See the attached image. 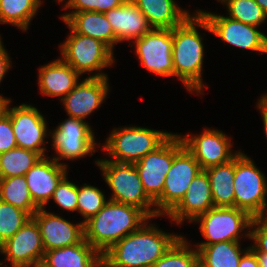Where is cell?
I'll return each mask as SVG.
<instances>
[{"instance_id":"1","label":"cell","mask_w":267,"mask_h":267,"mask_svg":"<svg viewBox=\"0 0 267 267\" xmlns=\"http://www.w3.org/2000/svg\"><path fill=\"white\" fill-rule=\"evenodd\" d=\"M180 237L144 223L102 255L103 267H152Z\"/></svg>"},{"instance_id":"2","label":"cell","mask_w":267,"mask_h":267,"mask_svg":"<svg viewBox=\"0 0 267 267\" xmlns=\"http://www.w3.org/2000/svg\"><path fill=\"white\" fill-rule=\"evenodd\" d=\"M148 219L151 218L138 207L108 200L95 216L84 223V239L103 255Z\"/></svg>"},{"instance_id":"3","label":"cell","mask_w":267,"mask_h":267,"mask_svg":"<svg viewBox=\"0 0 267 267\" xmlns=\"http://www.w3.org/2000/svg\"><path fill=\"white\" fill-rule=\"evenodd\" d=\"M197 14L189 16L172 29V57L174 75L185 84L188 91L202 93L203 44L196 29Z\"/></svg>"},{"instance_id":"4","label":"cell","mask_w":267,"mask_h":267,"mask_svg":"<svg viewBox=\"0 0 267 267\" xmlns=\"http://www.w3.org/2000/svg\"><path fill=\"white\" fill-rule=\"evenodd\" d=\"M96 162L104 173L105 182L113 191L110 200L138 207L150 218L159 216L157 209H150L151 206H155V202L146 194L134 163H120L107 159Z\"/></svg>"},{"instance_id":"5","label":"cell","mask_w":267,"mask_h":267,"mask_svg":"<svg viewBox=\"0 0 267 267\" xmlns=\"http://www.w3.org/2000/svg\"><path fill=\"white\" fill-rule=\"evenodd\" d=\"M202 171L193 154L174 134V158L164 183L162 195L155 201L157 213L167 215L184 197L192 180Z\"/></svg>"},{"instance_id":"6","label":"cell","mask_w":267,"mask_h":267,"mask_svg":"<svg viewBox=\"0 0 267 267\" xmlns=\"http://www.w3.org/2000/svg\"><path fill=\"white\" fill-rule=\"evenodd\" d=\"M172 134L143 127L114 130L106 140L104 150L115 162L136 163L147 153L155 151Z\"/></svg>"},{"instance_id":"7","label":"cell","mask_w":267,"mask_h":267,"mask_svg":"<svg viewBox=\"0 0 267 267\" xmlns=\"http://www.w3.org/2000/svg\"><path fill=\"white\" fill-rule=\"evenodd\" d=\"M234 190L236 208L246 211L253 218L265 216L266 178L241 152L235 156Z\"/></svg>"},{"instance_id":"8","label":"cell","mask_w":267,"mask_h":267,"mask_svg":"<svg viewBox=\"0 0 267 267\" xmlns=\"http://www.w3.org/2000/svg\"><path fill=\"white\" fill-rule=\"evenodd\" d=\"M197 25L233 46L267 53V36L253 25L203 11L197 13Z\"/></svg>"},{"instance_id":"9","label":"cell","mask_w":267,"mask_h":267,"mask_svg":"<svg viewBox=\"0 0 267 267\" xmlns=\"http://www.w3.org/2000/svg\"><path fill=\"white\" fill-rule=\"evenodd\" d=\"M200 230L208 240L198 245H212L224 241L238 242L242 229L251 227L253 217L236 207H214L197 217Z\"/></svg>"},{"instance_id":"10","label":"cell","mask_w":267,"mask_h":267,"mask_svg":"<svg viewBox=\"0 0 267 267\" xmlns=\"http://www.w3.org/2000/svg\"><path fill=\"white\" fill-rule=\"evenodd\" d=\"M61 45L62 59L80 75L98 71L113 63L112 50L100 40L75 33Z\"/></svg>"},{"instance_id":"11","label":"cell","mask_w":267,"mask_h":267,"mask_svg":"<svg viewBox=\"0 0 267 267\" xmlns=\"http://www.w3.org/2000/svg\"><path fill=\"white\" fill-rule=\"evenodd\" d=\"M135 43L136 53L144 68L164 77L174 75L172 29L153 28L136 39Z\"/></svg>"},{"instance_id":"12","label":"cell","mask_w":267,"mask_h":267,"mask_svg":"<svg viewBox=\"0 0 267 267\" xmlns=\"http://www.w3.org/2000/svg\"><path fill=\"white\" fill-rule=\"evenodd\" d=\"M10 100H4L3 109L9 114L17 147L35 151L42 157L45 147H41L46 136L45 118L30 105L21 104L9 109Z\"/></svg>"},{"instance_id":"13","label":"cell","mask_w":267,"mask_h":267,"mask_svg":"<svg viewBox=\"0 0 267 267\" xmlns=\"http://www.w3.org/2000/svg\"><path fill=\"white\" fill-rule=\"evenodd\" d=\"M0 252L12 267H31L41 263L44 247L41 232L36 221L31 218L10 239L0 246Z\"/></svg>"},{"instance_id":"14","label":"cell","mask_w":267,"mask_h":267,"mask_svg":"<svg viewBox=\"0 0 267 267\" xmlns=\"http://www.w3.org/2000/svg\"><path fill=\"white\" fill-rule=\"evenodd\" d=\"M174 158V134L155 151L135 164L146 194L155 202L163 193L166 175Z\"/></svg>"},{"instance_id":"15","label":"cell","mask_w":267,"mask_h":267,"mask_svg":"<svg viewBox=\"0 0 267 267\" xmlns=\"http://www.w3.org/2000/svg\"><path fill=\"white\" fill-rule=\"evenodd\" d=\"M52 133L53 144L60 158L76 159L95 152L94 134L88 123L69 117Z\"/></svg>"},{"instance_id":"16","label":"cell","mask_w":267,"mask_h":267,"mask_svg":"<svg viewBox=\"0 0 267 267\" xmlns=\"http://www.w3.org/2000/svg\"><path fill=\"white\" fill-rule=\"evenodd\" d=\"M107 75L98 73L77 84L61 98L69 117L84 120L97 109L108 93Z\"/></svg>"},{"instance_id":"17","label":"cell","mask_w":267,"mask_h":267,"mask_svg":"<svg viewBox=\"0 0 267 267\" xmlns=\"http://www.w3.org/2000/svg\"><path fill=\"white\" fill-rule=\"evenodd\" d=\"M181 140L202 170L229 162L237 154H232L231 143L226 135L218 130L205 129L199 136H184Z\"/></svg>"},{"instance_id":"18","label":"cell","mask_w":267,"mask_h":267,"mask_svg":"<svg viewBox=\"0 0 267 267\" xmlns=\"http://www.w3.org/2000/svg\"><path fill=\"white\" fill-rule=\"evenodd\" d=\"M32 218L39 226L45 251L79 244L84 239L83 222L75 226L44 208H39Z\"/></svg>"},{"instance_id":"19","label":"cell","mask_w":267,"mask_h":267,"mask_svg":"<svg viewBox=\"0 0 267 267\" xmlns=\"http://www.w3.org/2000/svg\"><path fill=\"white\" fill-rule=\"evenodd\" d=\"M58 160L59 157H54L49 161L43 156L25 174L31 197L38 208H44L53 197L60 181L66 176L67 167Z\"/></svg>"},{"instance_id":"20","label":"cell","mask_w":267,"mask_h":267,"mask_svg":"<svg viewBox=\"0 0 267 267\" xmlns=\"http://www.w3.org/2000/svg\"><path fill=\"white\" fill-rule=\"evenodd\" d=\"M210 180L205 170L192 180L181 201L167 214L181 224L184 219L194 221L197 217L214 208Z\"/></svg>"},{"instance_id":"21","label":"cell","mask_w":267,"mask_h":267,"mask_svg":"<svg viewBox=\"0 0 267 267\" xmlns=\"http://www.w3.org/2000/svg\"><path fill=\"white\" fill-rule=\"evenodd\" d=\"M112 26L118 42L143 37L152 29L145 15L131 1H125L120 7L104 13Z\"/></svg>"},{"instance_id":"22","label":"cell","mask_w":267,"mask_h":267,"mask_svg":"<svg viewBox=\"0 0 267 267\" xmlns=\"http://www.w3.org/2000/svg\"><path fill=\"white\" fill-rule=\"evenodd\" d=\"M46 267H103L102 255L85 239L79 244L44 252Z\"/></svg>"},{"instance_id":"23","label":"cell","mask_w":267,"mask_h":267,"mask_svg":"<svg viewBox=\"0 0 267 267\" xmlns=\"http://www.w3.org/2000/svg\"><path fill=\"white\" fill-rule=\"evenodd\" d=\"M62 19L75 33L100 40L111 50H113V45L118 43V39L113 32L112 26L104 13H68L63 15Z\"/></svg>"},{"instance_id":"24","label":"cell","mask_w":267,"mask_h":267,"mask_svg":"<svg viewBox=\"0 0 267 267\" xmlns=\"http://www.w3.org/2000/svg\"><path fill=\"white\" fill-rule=\"evenodd\" d=\"M39 88L47 96L64 98L78 83L80 76L63 59H58L40 68Z\"/></svg>"},{"instance_id":"25","label":"cell","mask_w":267,"mask_h":267,"mask_svg":"<svg viewBox=\"0 0 267 267\" xmlns=\"http://www.w3.org/2000/svg\"><path fill=\"white\" fill-rule=\"evenodd\" d=\"M145 15L150 26L157 29H173L190 15L176 6L173 0H131Z\"/></svg>"},{"instance_id":"26","label":"cell","mask_w":267,"mask_h":267,"mask_svg":"<svg viewBox=\"0 0 267 267\" xmlns=\"http://www.w3.org/2000/svg\"><path fill=\"white\" fill-rule=\"evenodd\" d=\"M215 207H235V157L229 162L205 169Z\"/></svg>"},{"instance_id":"27","label":"cell","mask_w":267,"mask_h":267,"mask_svg":"<svg viewBox=\"0 0 267 267\" xmlns=\"http://www.w3.org/2000/svg\"><path fill=\"white\" fill-rule=\"evenodd\" d=\"M199 261L207 267H238L242 254L239 242L224 241L197 246Z\"/></svg>"},{"instance_id":"28","label":"cell","mask_w":267,"mask_h":267,"mask_svg":"<svg viewBox=\"0 0 267 267\" xmlns=\"http://www.w3.org/2000/svg\"><path fill=\"white\" fill-rule=\"evenodd\" d=\"M0 200L27 212L31 217L39 209L33 202L25 176L0 178Z\"/></svg>"},{"instance_id":"29","label":"cell","mask_w":267,"mask_h":267,"mask_svg":"<svg viewBox=\"0 0 267 267\" xmlns=\"http://www.w3.org/2000/svg\"><path fill=\"white\" fill-rule=\"evenodd\" d=\"M42 156L32 150L13 148L0 154V178L25 176Z\"/></svg>"},{"instance_id":"30","label":"cell","mask_w":267,"mask_h":267,"mask_svg":"<svg viewBox=\"0 0 267 267\" xmlns=\"http://www.w3.org/2000/svg\"><path fill=\"white\" fill-rule=\"evenodd\" d=\"M40 0H0V22L27 30L40 7Z\"/></svg>"},{"instance_id":"31","label":"cell","mask_w":267,"mask_h":267,"mask_svg":"<svg viewBox=\"0 0 267 267\" xmlns=\"http://www.w3.org/2000/svg\"><path fill=\"white\" fill-rule=\"evenodd\" d=\"M31 218L27 212L0 200V246Z\"/></svg>"},{"instance_id":"32","label":"cell","mask_w":267,"mask_h":267,"mask_svg":"<svg viewBox=\"0 0 267 267\" xmlns=\"http://www.w3.org/2000/svg\"><path fill=\"white\" fill-rule=\"evenodd\" d=\"M181 236L152 267H194L199 260L198 251L189 250Z\"/></svg>"},{"instance_id":"33","label":"cell","mask_w":267,"mask_h":267,"mask_svg":"<svg viewBox=\"0 0 267 267\" xmlns=\"http://www.w3.org/2000/svg\"><path fill=\"white\" fill-rule=\"evenodd\" d=\"M228 7L229 18L258 27L267 17L254 0H222Z\"/></svg>"},{"instance_id":"34","label":"cell","mask_w":267,"mask_h":267,"mask_svg":"<svg viewBox=\"0 0 267 267\" xmlns=\"http://www.w3.org/2000/svg\"><path fill=\"white\" fill-rule=\"evenodd\" d=\"M104 194L97 188L84 184L78 187L77 210L84 216L83 223L95 216L106 204Z\"/></svg>"},{"instance_id":"35","label":"cell","mask_w":267,"mask_h":267,"mask_svg":"<svg viewBox=\"0 0 267 267\" xmlns=\"http://www.w3.org/2000/svg\"><path fill=\"white\" fill-rule=\"evenodd\" d=\"M52 199L61 208L68 211H76L78 202V186L68 181L65 176L55 189Z\"/></svg>"},{"instance_id":"36","label":"cell","mask_w":267,"mask_h":267,"mask_svg":"<svg viewBox=\"0 0 267 267\" xmlns=\"http://www.w3.org/2000/svg\"><path fill=\"white\" fill-rule=\"evenodd\" d=\"M127 0H68L65 9H75L71 13L99 12L105 13L120 7Z\"/></svg>"},{"instance_id":"37","label":"cell","mask_w":267,"mask_h":267,"mask_svg":"<svg viewBox=\"0 0 267 267\" xmlns=\"http://www.w3.org/2000/svg\"><path fill=\"white\" fill-rule=\"evenodd\" d=\"M257 228L249 231L247 237L255 241V246L250 247L255 253H267V217H254L251 227Z\"/></svg>"},{"instance_id":"38","label":"cell","mask_w":267,"mask_h":267,"mask_svg":"<svg viewBox=\"0 0 267 267\" xmlns=\"http://www.w3.org/2000/svg\"><path fill=\"white\" fill-rule=\"evenodd\" d=\"M17 147L15 135L9 114L2 109L0 111V154Z\"/></svg>"},{"instance_id":"39","label":"cell","mask_w":267,"mask_h":267,"mask_svg":"<svg viewBox=\"0 0 267 267\" xmlns=\"http://www.w3.org/2000/svg\"><path fill=\"white\" fill-rule=\"evenodd\" d=\"M238 267H260L258 258L250 247L242 255Z\"/></svg>"},{"instance_id":"40","label":"cell","mask_w":267,"mask_h":267,"mask_svg":"<svg viewBox=\"0 0 267 267\" xmlns=\"http://www.w3.org/2000/svg\"><path fill=\"white\" fill-rule=\"evenodd\" d=\"M10 61H9V56L4 49L1 39H0V82L2 81L4 75L8 71V68H10ZM0 100L4 101L6 100L4 97L0 96Z\"/></svg>"},{"instance_id":"41","label":"cell","mask_w":267,"mask_h":267,"mask_svg":"<svg viewBox=\"0 0 267 267\" xmlns=\"http://www.w3.org/2000/svg\"><path fill=\"white\" fill-rule=\"evenodd\" d=\"M258 107L261 110L262 118H263V124L265 128V133L267 137V95H263L262 98L258 102Z\"/></svg>"},{"instance_id":"42","label":"cell","mask_w":267,"mask_h":267,"mask_svg":"<svg viewBox=\"0 0 267 267\" xmlns=\"http://www.w3.org/2000/svg\"><path fill=\"white\" fill-rule=\"evenodd\" d=\"M260 267H267V253H255Z\"/></svg>"},{"instance_id":"43","label":"cell","mask_w":267,"mask_h":267,"mask_svg":"<svg viewBox=\"0 0 267 267\" xmlns=\"http://www.w3.org/2000/svg\"><path fill=\"white\" fill-rule=\"evenodd\" d=\"M267 15V0H254Z\"/></svg>"},{"instance_id":"44","label":"cell","mask_w":267,"mask_h":267,"mask_svg":"<svg viewBox=\"0 0 267 267\" xmlns=\"http://www.w3.org/2000/svg\"><path fill=\"white\" fill-rule=\"evenodd\" d=\"M194 267H207V266H205L202 262L198 260Z\"/></svg>"},{"instance_id":"45","label":"cell","mask_w":267,"mask_h":267,"mask_svg":"<svg viewBox=\"0 0 267 267\" xmlns=\"http://www.w3.org/2000/svg\"><path fill=\"white\" fill-rule=\"evenodd\" d=\"M33 267H46V266L42 263H37V264L33 265Z\"/></svg>"},{"instance_id":"46","label":"cell","mask_w":267,"mask_h":267,"mask_svg":"<svg viewBox=\"0 0 267 267\" xmlns=\"http://www.w3.org/2000/svg\"><path fill=\"white\" fill-rule=\"evenodd\" d=\"M3 107H4V101L0 100V111L3 109Z\"/></svg>"}]
</instances>
